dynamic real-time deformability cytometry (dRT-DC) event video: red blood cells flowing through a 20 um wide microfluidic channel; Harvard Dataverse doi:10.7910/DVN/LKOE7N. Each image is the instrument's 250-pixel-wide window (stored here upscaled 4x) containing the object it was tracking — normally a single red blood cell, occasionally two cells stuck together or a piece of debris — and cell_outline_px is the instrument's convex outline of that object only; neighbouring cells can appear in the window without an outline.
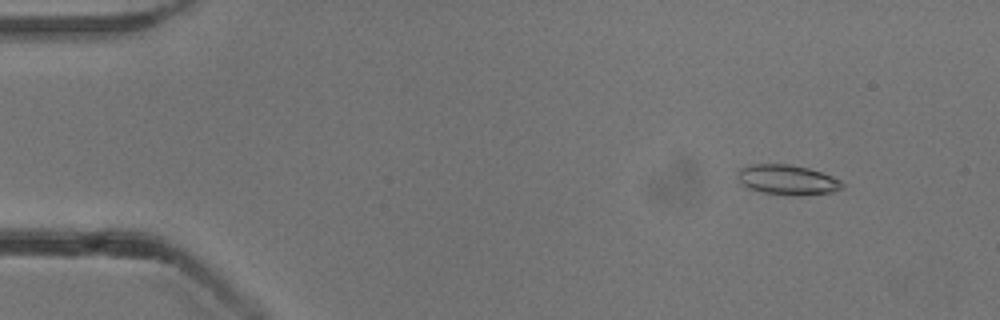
{"species": "common noctule bat (a hibernating species)", "species_latin": "Nyctalus noctula", "temperature_condition": "cold", "stored_images_in_passage": 54, "camera_frame_rate_fps": 3000, "um_per_image_px": 0.085, "animal": {"sex": "male", "body_mass_g": 13.3}, "frame": {"image": 1, "passage_image": 6, "time_ms": 1.667, "image_size_px": [1000, 320], "cell_outline_px": [[844, 188], [832, 192], [800, 196], [784, 196], [760, 192], [748, 188], [740, 184], [736, 176], [736, 172], [740, 168], [752, 164], [788, 164], [808, 168], [832, 176], [840, 180], [844, 184]], "centroid_in_image_um": [66.89, 15.3], "position_along_channel_um": 18.1, "area_um2": 18.73}}
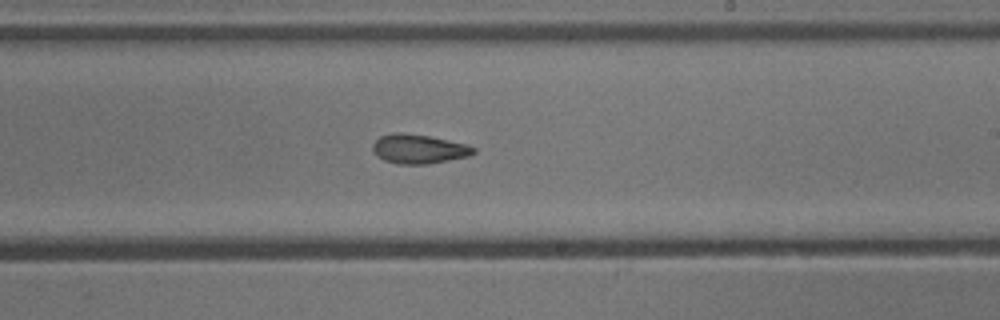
{"frame": {"image": 2, "passage_image": 32, "time_ms": 10.333, "image_size_px": [1000, 320], "cell_outline_px": [[476, 152], [468, 156], [428, 164], [396, 164], [384, 160], [376, 156], [372, 152], [372, 144], [380, 136], [396, 132], [404, 132], [428, 136], [468, 144], [476, 148]], "centroid_in_image_um": [35.57, 12.66], "position_along_channel_um": 253.4, "area_um2": 17.34}}
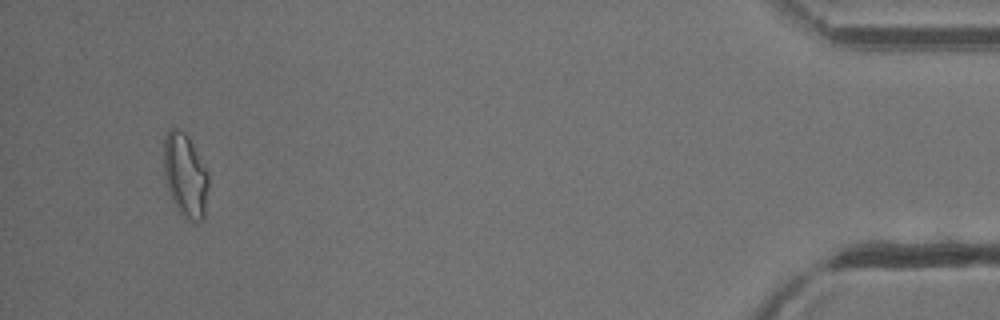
{"frame": {"image": 3, "passage_image": 51, "time_ms": 16.667, "image_size_px": [1000, 320], "cell_outline_px": [[208, 188], [204, 220], [192, 220], [184, 216], [180, 212], [172, 200], [168, 192], [164, 176], [164, 136], [168, 128], [176, 128], [184, 132], [188, 136], [208, 172]], "centroid_in_image_um": [15.74, 14.87], "position_along_channel_um": 419.5, "area_um2": 21.79}, "authors_computed_cell_mechanics": {"area_um2": 17.7157, "velocity_mm_per_s": 3.8642, "shape_relaxation_time_tau1_ms": 6.792, "shape_relaxation_time_tau2_ms": 3.4639, "deformation_change_tau1": 0.1717, "deformation_change_tau2": 0.1108}}